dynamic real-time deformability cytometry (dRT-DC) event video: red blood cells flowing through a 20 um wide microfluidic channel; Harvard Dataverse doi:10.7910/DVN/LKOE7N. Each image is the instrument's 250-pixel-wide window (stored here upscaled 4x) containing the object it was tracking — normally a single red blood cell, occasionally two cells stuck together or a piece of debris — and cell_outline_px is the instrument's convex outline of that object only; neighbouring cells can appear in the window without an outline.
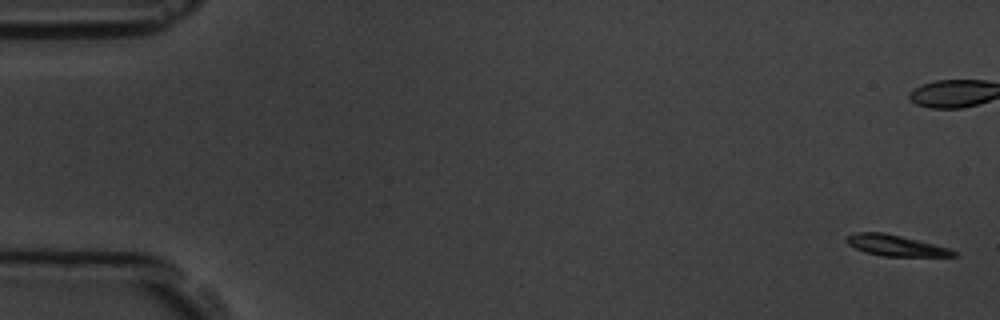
{"species": "common noctule bat (a hibernating species)", "species_latin": "Nyctalus noctula", "temperature_condition": "room temperature", "stored_images_in_passage": 12, "camera_frame_rate_fps": 3000, "um_per_image_px": 0.085, "animal": {"sex": "male", "body_mass_g": 19.5, "forearm_length_mm": 54.6}, "frame": {"image": 1, "passage_image": 1, "time_ms": 0.0, "image_size_px": [1000, 320], "cell_outline_px": [[960, 256], [884, 256], [868, 252], [856, 248], [848, 244], [844, 240], [848, 236], [856, 232], [884, 232], [948, 248], [956, 252]], "centroid_in_image_um": [76.11, 20.86], "position_along_channel_um": 8.9, "area_um2": 12.72}}
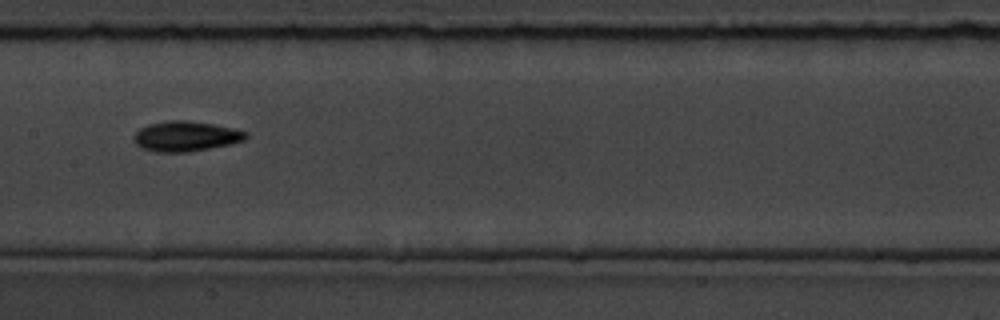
{"frame": {"image": 2, "passage_image": 9, "time_ms": 9.667, "image_size_px": [1000, 320], "cell_outline_px": [[248, 136], [244, 140], [228, 144], [188, 152], [156, 152], [144, 148], [136, 144], [132, 140], [132, 136], [140, 128], [148, 124], [168, 120], [188, 120], [216, 124], [236, 128], [248, 132]], "centroid_in_image_um": [15.79, 11.56], "position_along_channel_um": 191.6, "area_um2": 19.83}}
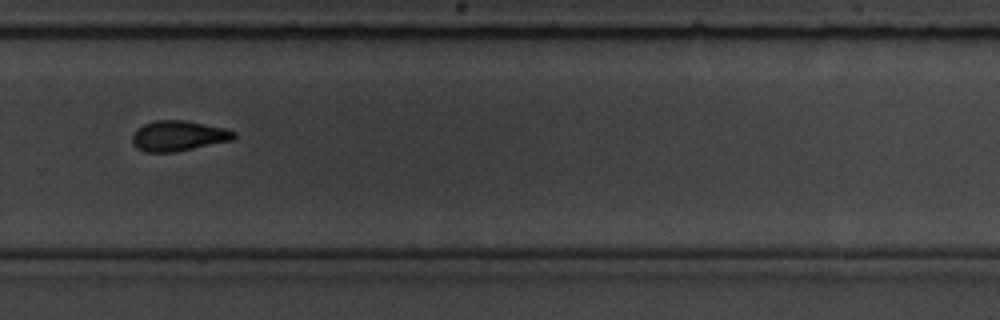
{"frame": {"image": 3, "passage_image": 12, "time_ms": 13.0, "image_size_px": [1000, 320], "cell_outline_px": [[236, 136], [232, 140], [176, 152], [148, 152], [136, 148], [132, 144], [132, 136], [136, 128], [144, 124], [156, 120], [184, 120], [224, 128], [236, 132]], "centroid_in_image_um": [15.13, 11.55], "position_along_channel_um": 314.7, "area_um2": 17.98}}